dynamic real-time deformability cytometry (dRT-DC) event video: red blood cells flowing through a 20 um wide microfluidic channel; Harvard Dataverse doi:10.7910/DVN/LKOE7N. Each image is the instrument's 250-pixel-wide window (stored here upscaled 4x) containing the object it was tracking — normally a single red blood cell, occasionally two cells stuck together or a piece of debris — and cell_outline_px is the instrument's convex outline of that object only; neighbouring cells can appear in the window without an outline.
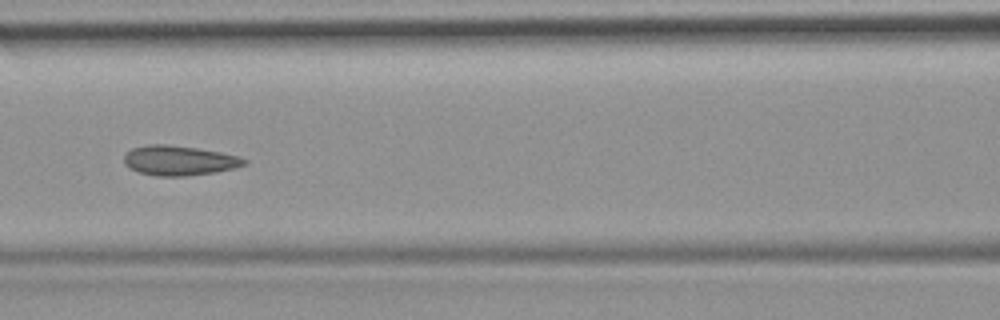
{"species": "common noctule bat (a hibernating species)", "species_latin": "Nyctalus noctula", "temperature_condition": "room temperature", "stored_images_in_passage": 50, "camera_frame_rate_fps": 3000, "um_per_image_px": 0.085, "animal": {"sex": "female", "body_mass_g": 19.9}, "frame": {"image": 1, "passage_image": 22, "time_ms": 7.0, "image_size_px": [1000, 320], "cell_outline_px": [[248, 164], [216, 172], [188, 176], [156, 176], [140, 172], [128, 168], [124, 164], [124, 156], [132, 148], [148, 144], [164, 144], [196, 148], [220, 152], [236, 156], [248, 160]], "centroid_in_image_um": [15.21, 13.65], "position_along_channel_um": 151.4, "area_um2": 20.81}}